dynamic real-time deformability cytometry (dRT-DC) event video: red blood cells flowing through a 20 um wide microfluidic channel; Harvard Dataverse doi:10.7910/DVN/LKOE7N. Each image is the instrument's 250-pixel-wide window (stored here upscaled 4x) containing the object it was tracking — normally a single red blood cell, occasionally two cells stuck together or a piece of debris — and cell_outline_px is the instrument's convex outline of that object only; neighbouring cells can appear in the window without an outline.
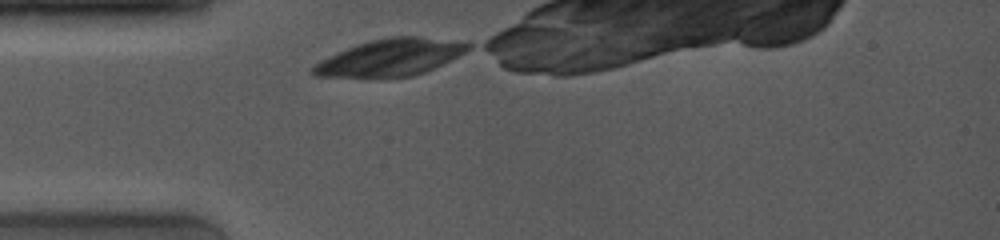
{"species": "common noctule bat (a hibernating species)", "species_latin": "Nyctalus noctula", "temperature_condition": "room temperature", "stored_images_in_passage": 2, "camera_frame_rate_fps": 4000, "um_per_image_px": 0.085, "animal": {"sex": "female", "body_mass_g": 19.0, "forearm_length_mm": 53.3}, "frame": {"image": 1, "passage_image": 1, "time_ms": 0.0, "image_size_px": [1000, 240], "cell_outline_px": [[472, 48], [424, 72], [412, 76], [312, 76], [312, 68], [316, 64], [328, 56], [356, 44], [368, 40], [392, 36], [420, 36], [472, 44]], "centroid_in_image_um": [33.16, 4.85], "position_along_channel_um": 51.8, "area_um2": 32.37}}